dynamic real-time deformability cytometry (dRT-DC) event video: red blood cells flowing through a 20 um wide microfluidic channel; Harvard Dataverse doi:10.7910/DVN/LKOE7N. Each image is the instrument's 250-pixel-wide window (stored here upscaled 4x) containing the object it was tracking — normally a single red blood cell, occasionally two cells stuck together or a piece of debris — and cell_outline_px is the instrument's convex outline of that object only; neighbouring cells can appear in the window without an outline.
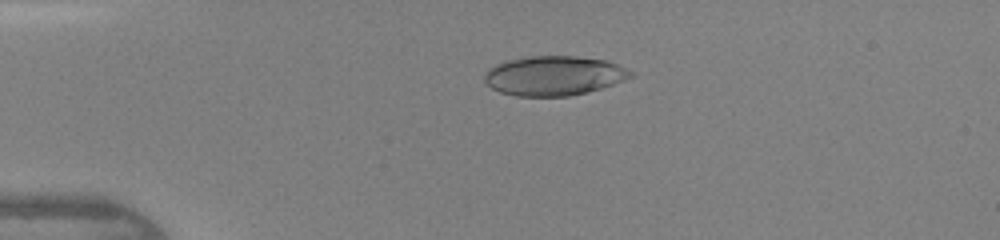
{"species": "human", "species_latin": "Homo sapiens", "temperature_condition": "warm", "stored_images_in_passage": 36, "camera_frame_rate_fps": 3000, "um_per_image_px": 0.085, "donor": {"sex": "female"}, "frame": {"image": 1, "passage_image": 2, "time_ms": 0.333, "image_size_px": [1000, 240], "cell_outline_px": [[636, 76], [600, 88], [568, 96], [516, 96], [500, 92], [492, 88], [484, 80], [484, 72], [488, 68], [496, 64], [508, 60], [532, 56], [576, 56], [608, 60], [636, 72]], "centroid_in_image_um": [47.11, 6.42], "position_along_channel_um": 37.9, "area_um2": 33.76}}
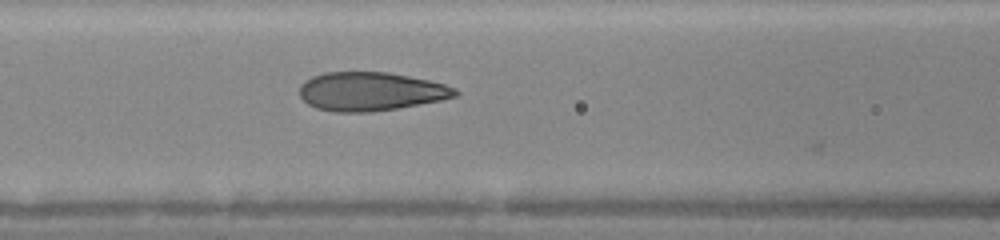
{"frame": {"image": 2, "passage_image": 11, "time_ms": 3.333, "image_size_px": [1000, 240], "cell_outline_px": [[460, 92], [456, 96], [440, 100], [396, 108], [368, 112], [336, 112], [316, 108], [308, 104], [300, 96], [300, 84], [304, 80], [312, 76], [324, 72], [388, 72], [428, 80], [444, 84], [456, 88]], "centroid_in_image_um": [31.48, 7.76], "position_along_channel_um": 135.1, "area_um2": 34.97}}
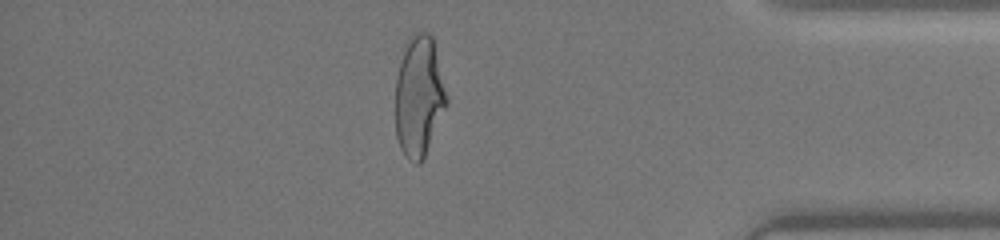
{"frame": {"image": 3, "passage_image": 30, "time_ms": 9.667, "image_size_px": [1000, 240], "cell_outline_px": [[448, 104], [424, 160], [420, 164], [416, 164], [408, 160], [404, 156], [400, 148], [396, 136], [396, 76], [408, 36], [412, 32], [428, 32], [432, 36], [448, 96]], "centroid_in_image_um": [35.63, 8.23], "position_along_channel_um": 399.6, "area_um2": 36.59}}